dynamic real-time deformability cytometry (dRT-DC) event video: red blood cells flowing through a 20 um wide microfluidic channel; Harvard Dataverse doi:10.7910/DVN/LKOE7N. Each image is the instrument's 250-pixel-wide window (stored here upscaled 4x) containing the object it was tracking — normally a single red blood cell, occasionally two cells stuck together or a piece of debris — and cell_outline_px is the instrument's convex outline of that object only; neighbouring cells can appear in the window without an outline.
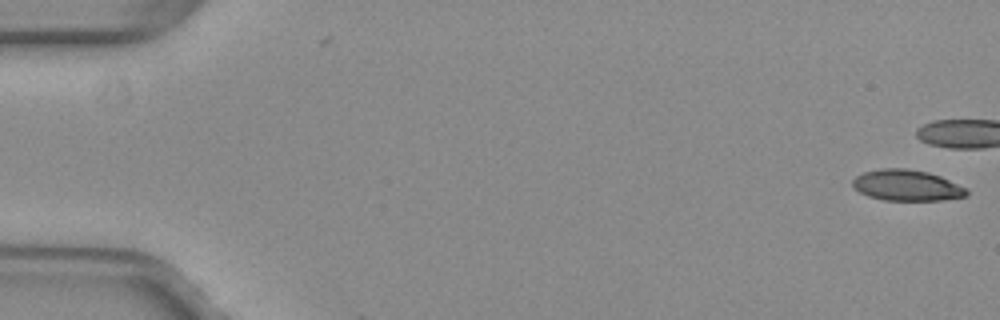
{"species": "common noctule bat (a hibernating species)", "species_latin": "Nyctalus noctula", "temperature_condition": "warm", "stored_images_in_passage": 2, "camera_frame_rate_fps": 3000, "um_per_image_px": 0.085, "animal": {"sex": "female", "body_mass_g": 29.2, "forearm_length_mm": 56.3}, "frame": {"image": 1, "passage_image": 2, "time_ms": 0.333, "image_size_px": [1000, 320], "cell_outline_px": [[968, 192], [964, 196], [940, 200], [884, 200], [868, 196], [860, 192], [852, 184], [852, 180], [856, 176], [864, 172], [880, 168], [904, 168], [928, 172], [940, 176], [968, 188]], "centroid_in_image_um": [77.07, 15.74], "position_along_channel_um": 7.9, "area_um2": 20.46}}